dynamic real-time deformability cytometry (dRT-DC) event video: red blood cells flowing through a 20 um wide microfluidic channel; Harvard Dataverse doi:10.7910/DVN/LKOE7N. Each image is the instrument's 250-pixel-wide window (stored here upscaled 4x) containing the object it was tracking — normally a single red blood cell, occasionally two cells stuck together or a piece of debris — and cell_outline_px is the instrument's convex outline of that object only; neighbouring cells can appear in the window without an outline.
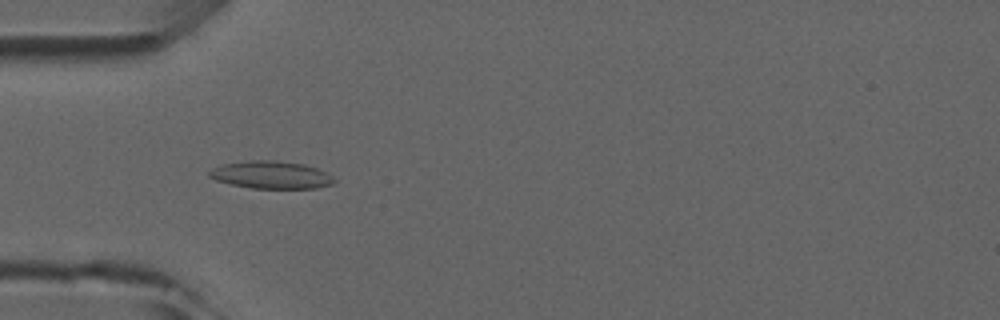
{"species": "common noctule bat (a hibernating species)", "species_latin": "Nyctalus noctula", "temperature_condition": "room temperature", "stored_images_in_passage": 7, "camera_frame_rate_fps": 3000, "um_per_image_px": 0.085, "animal": {"sex": "male", "forearm_length_mm": 52.5}, "frame": {"image": 1, "passage_image": 4, "time_ms": 3.333, "image_size_px": [1000, 320], "cell_outline_px": [[336, 180], [332, 184], [316, 188], [252, 188], [232, 184], [216, 180], [208, 176], [208, 172], [212, 168], [220, 164], [248, 160], [276, 160], [304, 164], [316, 168], [332, 176]], "centroid_in_image_um": [23.01, 14.85], "position_along_channel_um": 62.0, "area_um2": 20.06}}
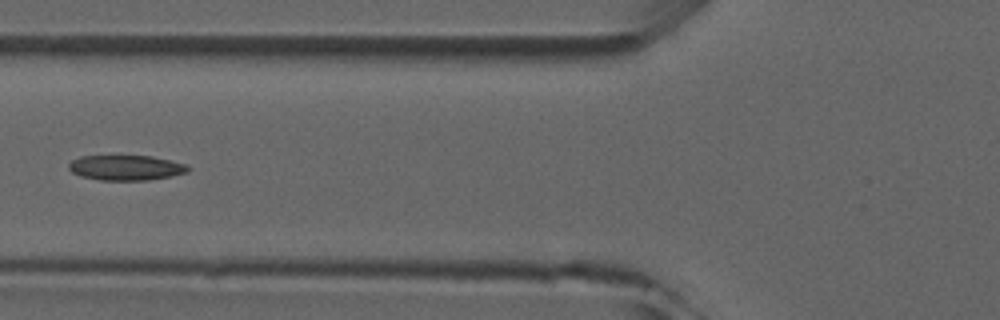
{"frame": {"image": 2, "passage_image": 5, "time_ms": 4.667, "image_size_px": [1000, 320], "cell_outline_px": [[192, 168], [188, 172], [172, 176], [148, 180], [100, 180], [80, 176], [72, 172], [68, 168], [68, 164], [72, 160], [80, 156], [152, 156], [172, 160], [188, 164]], "centroid_in_image_um": [10.75, 14.25], "position_along_channel_um": 115.0, "area_um2": 17.69}}
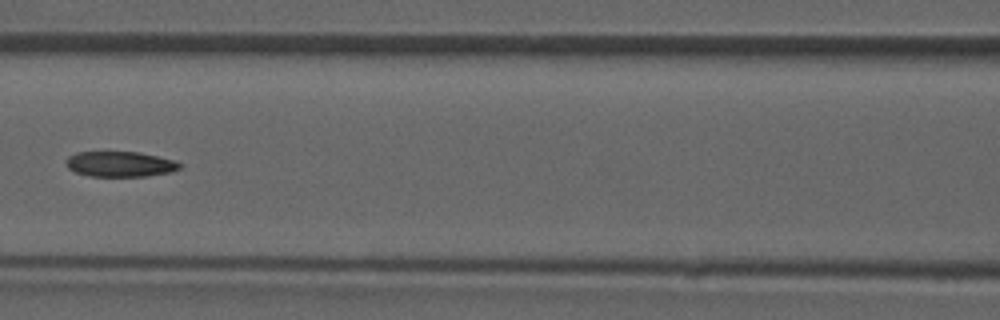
{"frame": {"image": 3, "passage_image": 6, "time_ms": 5.667, "image_size_px": [1000, 320], "cell_outline_px": [[184, 164], [180, 168], [172, 172], [144, 176], [92, 176], [76, 172], [68, 168], [68, 156], [76, 152], [140, 152], [176, 160]], "centroid_in_image_um": [10.28, 13.94], "position_along_channel_um": 156.3, "area_um2": 16.76}}